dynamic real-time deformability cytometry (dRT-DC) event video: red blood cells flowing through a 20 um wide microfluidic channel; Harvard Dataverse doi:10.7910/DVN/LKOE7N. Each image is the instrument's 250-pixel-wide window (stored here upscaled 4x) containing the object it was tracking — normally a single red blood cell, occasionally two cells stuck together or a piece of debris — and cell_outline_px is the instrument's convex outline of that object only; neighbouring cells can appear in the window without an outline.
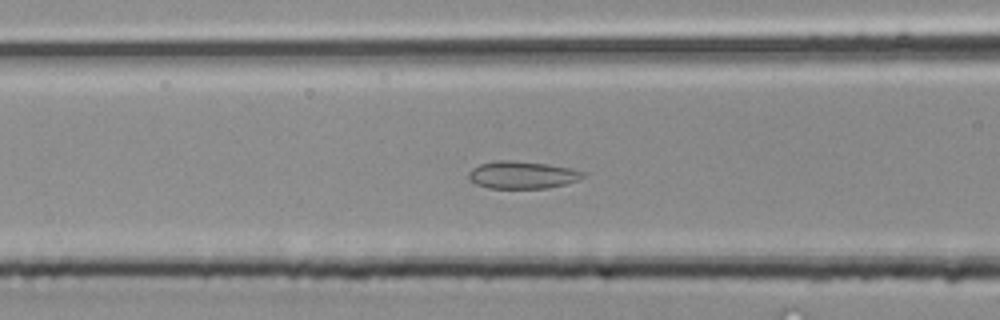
{"species": "common noctule bat (a hibernating species)", "species_latin": "Nyctalus noctula", "temperature_condition": "room temperature", "stored_images_in_passage": 28, "camera_frame_rate_fps": 3000, "um_per_image_px": 0.085, "animal": {"sex": "male", "body_mass_g": 20.4}, "frame": {"image": 1, "passage_image": 10, "time_ms": 3.0, "image_size_px": [1000, 320], "cell_outline_px": [[584, 176], [576, 180], [564, 184], [548, 188], [488, 188], [476, 184], [468, 176], [468, 172], [472, 168], [480, 164], [496, 160], [508, 160], [548, 164], [568, 168], [584, 172]], "centroid_in_image_um": [44.34, 14.87], "position_along_channel_um": 122.3, "area_um2": 18.03}}
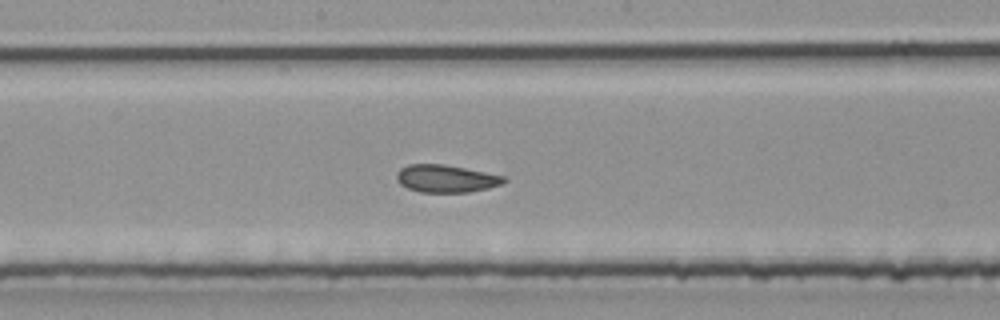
{"frame": {"image": 2, "passage_image": 15, "time_ms": 4.667, "image_size_px": [1000, 320], "cell_outline_px": [[508, 180], [500, 184], [488, 188], [468, 192], [420, 192], [408, 188], [400, 184], [396, 180], [396, 176], [400, 168], [408, 164], [444, 164], [504, 176]], "centroid_in_image_um": [37.88, 15.18], "position_along_channel_um": 210.3, "area_um2": 17.11}}
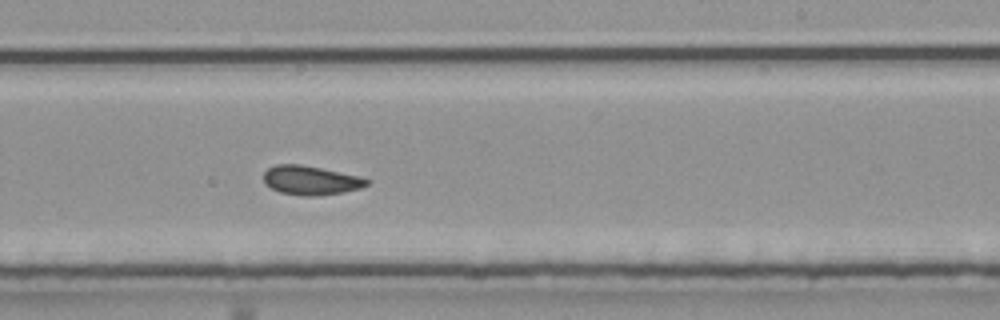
{"frame": {"image": 3, "passage_image": 18, "time_ms": 5.667, "image_size_px": [1000, 320], "cell_outline_px": [[372, 180], [368, 184], [360, 188], [344, 192], [320, 196], [304, 196], [280, 192], [264, 184], [264, 172], [268, 168], [276, 164], [300, 164], [320, 168], [356, 176]], "centroid_in_image_um": [26.39, 15.33], "position_along_channel_um": 262.6, "area_um2": 17.4}}